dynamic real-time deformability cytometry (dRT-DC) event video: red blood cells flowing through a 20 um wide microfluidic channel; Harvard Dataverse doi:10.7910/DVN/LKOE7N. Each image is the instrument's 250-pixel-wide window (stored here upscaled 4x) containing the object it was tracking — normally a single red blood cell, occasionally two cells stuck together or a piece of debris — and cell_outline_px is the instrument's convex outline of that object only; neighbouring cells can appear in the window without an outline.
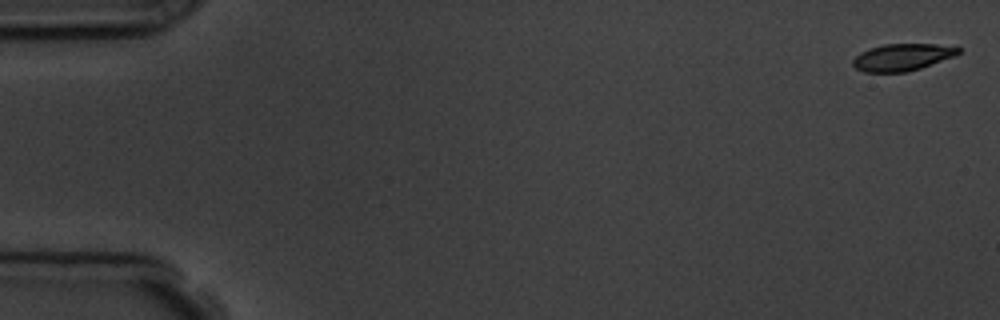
{"species": "common noctule bat (a hibernating species)", "species_latin": "Nyctalus noctula", "temperature_condition": "room temperature", "stored_images_in_passage": 6, "camera_frame_rate_fps": 3000, "um_per_image_px": 0.085, "animal": {"sex": "male", "body_mass_g": 19.5, "forearm_length_mm": 54.6}, "frame": {"image": 1, "passage_image": 1, "time_ms": 0.0, "image_size_px": [1000, 320], "cell_outline_px": [[960, 52], [956, 56], [908, 72], [864, 72], [856, 68], [852, 64], [852, 60], [860, 52], [884, 44], [936, 44], [960, 48]], "centroid_in_image_um": [76.69, 4.87], "position_along_channel_um": 8.3, "area_um2": 16.53}}
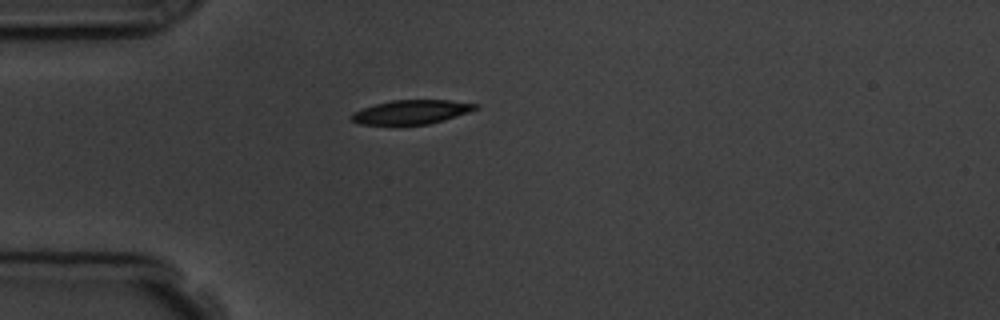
{"frame": {"image": 2, "passage_image": 5, "time_ms": 4.667, "image_size_px": [1000, 320], "cell_outline_px": [[480, 108], [444, 120], [428, 124], [360, 124], [352, 120], [352, 112], [376, 104], [392, 100], [448, 100], [480, 104]], "centroid_in_image_um": [35.02, 9.51], "position_along_channel_um": 50.0, "area_um2": 17.17}}